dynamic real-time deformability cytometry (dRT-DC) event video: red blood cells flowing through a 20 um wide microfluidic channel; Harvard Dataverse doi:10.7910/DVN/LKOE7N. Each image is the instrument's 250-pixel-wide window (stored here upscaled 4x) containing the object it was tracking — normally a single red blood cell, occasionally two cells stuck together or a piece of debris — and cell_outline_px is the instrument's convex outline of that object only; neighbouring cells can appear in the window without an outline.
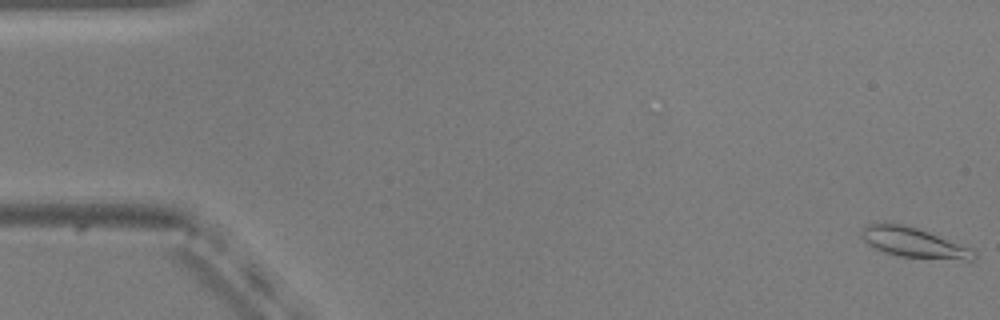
{"species": "common noctule bat (a hibernating species)", "species_latin": "Nyctalus noctula", "temperature_condition": "warm", "stored_images_in_passage": 17, "camera_frame_rate_fps": 3000, "um_per_image_px": 0.085, "animal": {"sex": "male", "body_mass_g": 20.5, "forearm_length_mm": 52.5}, "frame": {"image": 1, "passage_image": 1, "time_ms": 0.0, "image_size_px": [1000, 320], "cell_outline_px": [[976, 256], [972, 260], [968, 260], [900, 256], [884, 252], [868, 244], [860, 236], [860, 228], [868, 224], [904, 224], [928, 232], [968, 248], [976, 252]], "centroid_in_image_um": [77.59, 20.62], "position_along_channel_um": 7.4, "area_um2": 18.96}}